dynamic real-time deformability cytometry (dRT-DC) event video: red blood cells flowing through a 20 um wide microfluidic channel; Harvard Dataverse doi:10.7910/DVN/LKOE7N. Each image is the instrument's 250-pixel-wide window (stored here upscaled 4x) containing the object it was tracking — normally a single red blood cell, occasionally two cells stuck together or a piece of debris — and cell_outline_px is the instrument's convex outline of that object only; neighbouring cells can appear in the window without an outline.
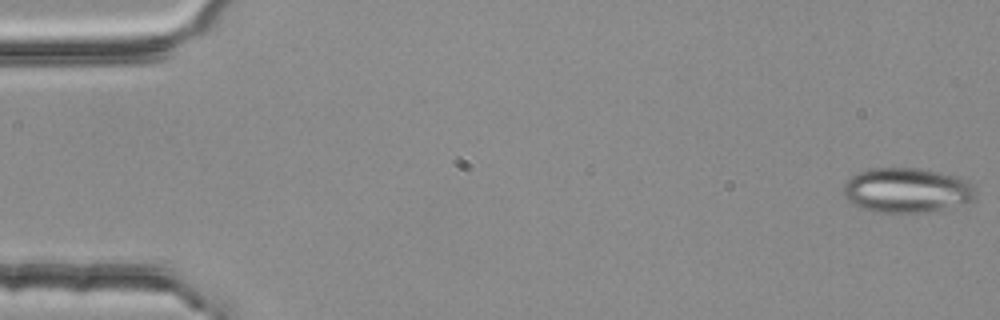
{"species": "common noctule bat (a hibernating species)", "species_latin": "Nyctalus noctula", "temperature_condition": "room temperature", "stored_images_in_passage": 6, "camera_frame_rate_fps": 3000, "um_per_image_px": 0.085, "animal": {"sex": "female", "body_mass_g": 25.1}, "frame": {"image": 1, "passage_image": 1, "time_ms": 0.0, "image_size_px": [1000, 320], "cell_outline_px": [[976, 196], [972, 200], [964, 204], [928, 212], [876, 212], [864, 208], [848, 200], [844, 196], [844, 184], [852, 176], [860, 172], [872, 168], [920, 168], [940, 172], [968, 180], [976, 192]], "centroid_in_image_um": [77.11, 16.17], "position_along_channel_um": 7.9, "area_um2": 34.28}}